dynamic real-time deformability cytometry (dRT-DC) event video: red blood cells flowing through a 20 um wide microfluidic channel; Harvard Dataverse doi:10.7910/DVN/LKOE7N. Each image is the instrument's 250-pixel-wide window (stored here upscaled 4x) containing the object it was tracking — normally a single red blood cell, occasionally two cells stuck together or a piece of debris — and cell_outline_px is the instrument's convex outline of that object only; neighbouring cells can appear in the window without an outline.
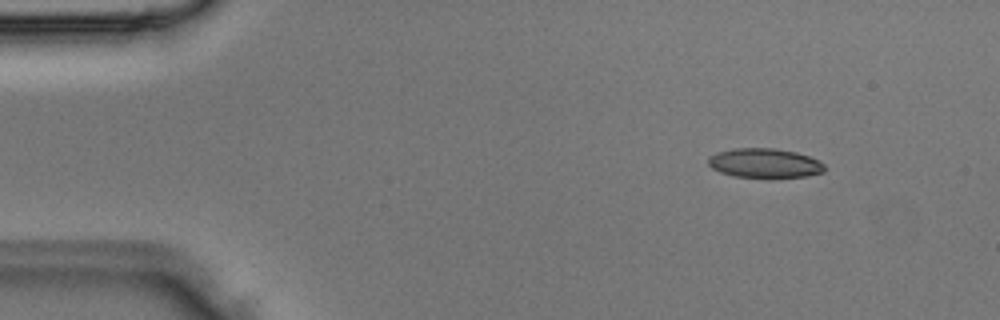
{"species": "Egyptian fruit bat (a non-hibernating species)", "species_latin": "Rousettus aegyptiacus", "temperature_condition": "room temperature", "stored_images_in_passage": 4, "camera_frame_rate_fps": 3000, "um_per_image_px": 0.085, "animal": {"sex": "male"}, "frame": {"image": 1, "passage_image": 2, "time_ms": 0.333, "image_size_px": [1000, 320], "cell_outline_px": [[824, 172], [804, 176], [736, 176], [720, 172], [712, 168], [708, 164], [708, 156], [716, 152], [732, 148], [776, 148], [796, 152], [820, 160], [824, 164]], "centroid_in_image_um": [64.97, 13.83], "position_along_channel_um": 20.0, "area_um2": 19.65}}